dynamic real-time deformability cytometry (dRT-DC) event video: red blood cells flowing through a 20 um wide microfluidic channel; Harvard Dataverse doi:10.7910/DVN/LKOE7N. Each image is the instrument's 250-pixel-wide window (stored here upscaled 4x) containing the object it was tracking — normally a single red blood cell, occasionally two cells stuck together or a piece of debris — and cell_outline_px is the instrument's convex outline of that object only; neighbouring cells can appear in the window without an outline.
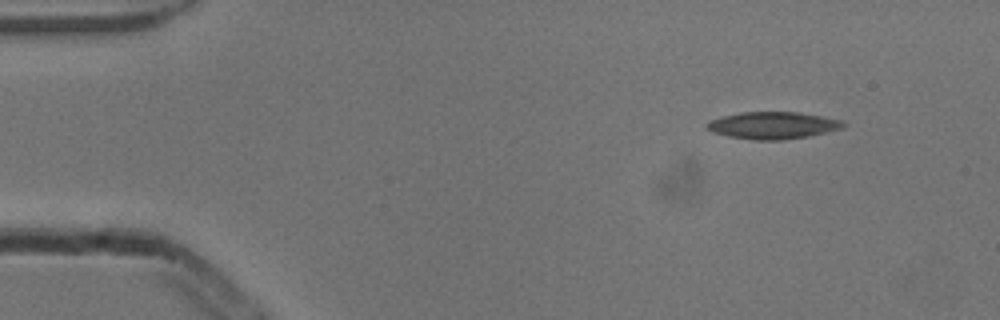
{"species": "common noctule bat (a hibernating species)", "species_latin": "Nyctalus noctula", "temperature_condition": "cold", "stored_images_in_passage": 10, "camera_frame_rate_fps": 3000, "um_per_image_px": 0.085, "animal": {"sex": "male", "body_mass_g": 13.3}, "frame": {"image": 1, "passage_image": 1, "time_ms": 0.0, "image_size_px": [1000, 320], "cell_outline_px": [[844, 124], [840, 128], [808, 136], [780, 140], [756, 140], [728, 136], [716, 132], [708, 128], [704, 124], [708, 120], [740, 112], [796, 112], [820, 116], [840, 120]], "centroid_in_image_um": [65.63, 10.65], "position_along_channel_um": 19.4, "area_um2": 21.04}}